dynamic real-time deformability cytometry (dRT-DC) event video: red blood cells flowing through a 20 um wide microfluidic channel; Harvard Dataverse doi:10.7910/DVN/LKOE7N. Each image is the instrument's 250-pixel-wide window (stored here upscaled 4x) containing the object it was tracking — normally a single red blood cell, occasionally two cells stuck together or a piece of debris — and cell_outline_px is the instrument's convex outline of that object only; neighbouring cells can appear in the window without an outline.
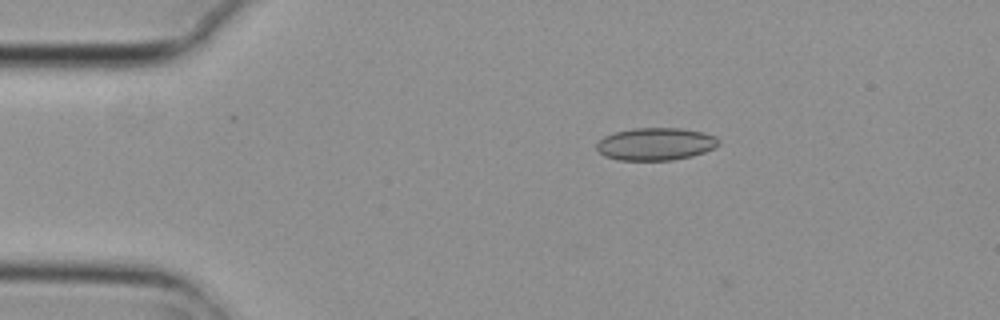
{"species": "common noctule bat (a hibernating species)", "species_latin": "Nyctalus noctula", "temperature_condition": "cold", "stored_images_in_passage": 6, "camera_frame_rate_fps": 3000, "um_per_image_px": 0.085, "animal": {"sex": "female", "body_mass_g": 29.2, "forearm_length_mm": 56.3}, "frame": {"image": 1, "passage_image": 3, "time_ms": 0.667, "image_size_px": [1000, 320], "cell_outline_px": [[720, 144], [704, 152], [692, 156], [672, 160], [616, 160], [604, 156], [596, 148], [596, 144], [604, 136], [616, 132], [636, 128], [680, 128], [704, 132], [716, 136], [720, 140]], "centroid_in_image_um": [55.74, 12.24], "position_along_channel_um": 29.3, "area_um2": 23.18}}
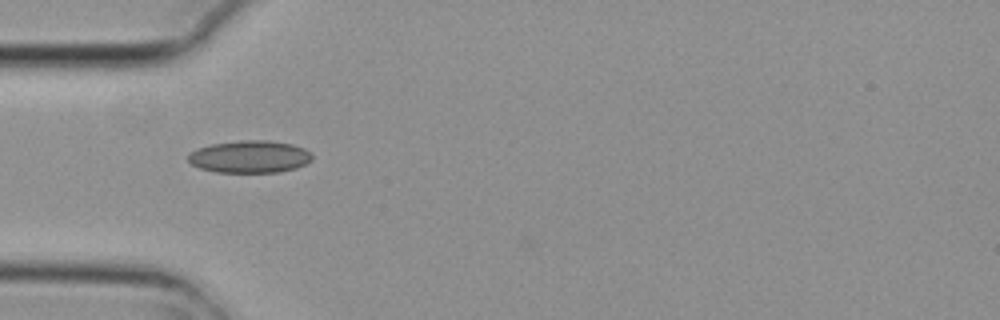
{"frame": {"image": 2, "passage_image": 5, "time_ms": 1.333, "image_size_px": [1000, 320], "cell_outline_px": [[312, 160], [296, 168], [280, 172], [216, 172], [200, 168], [192, 164], [188, 160], [188, 156], [192, 152], [200, 148], [212, 144], [240, 140], [268, 140], [292, 144], [304, 148], [312, 152]], "centroid_in_image_um": [21.27, 13.32], "position_along_channel_um": 63.7, "area_um2": 23.29}}
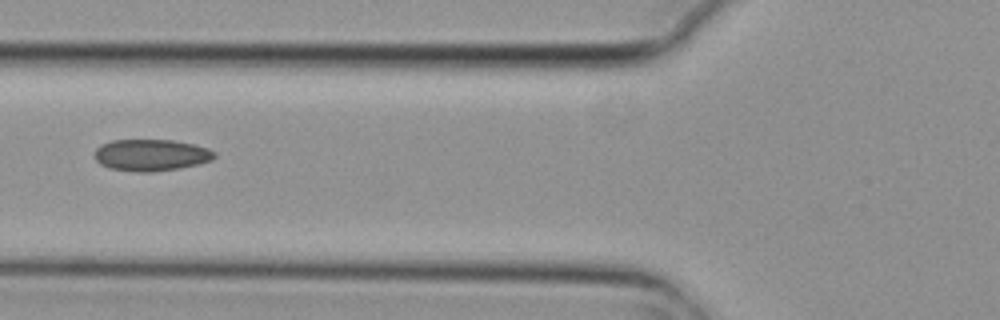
{"frame": {"image": 3, "passage_image": 6, "time_ms": 1.667, "image_size_px": [1000, 320], "cell_outline_px": [[216, 156], [212, 160], [200, 164], [152, 172], [136, 172], [108, 168], [100, 164], [96, 160], [96, 148], [100, 144], [112, 140], [172, 140], [196, 144], [208, 148], [216, 152]], "centroid_in_image_um": [12.86, 13.17], "position_along_channel_um": 112.9, "area_um2": 22.25}}